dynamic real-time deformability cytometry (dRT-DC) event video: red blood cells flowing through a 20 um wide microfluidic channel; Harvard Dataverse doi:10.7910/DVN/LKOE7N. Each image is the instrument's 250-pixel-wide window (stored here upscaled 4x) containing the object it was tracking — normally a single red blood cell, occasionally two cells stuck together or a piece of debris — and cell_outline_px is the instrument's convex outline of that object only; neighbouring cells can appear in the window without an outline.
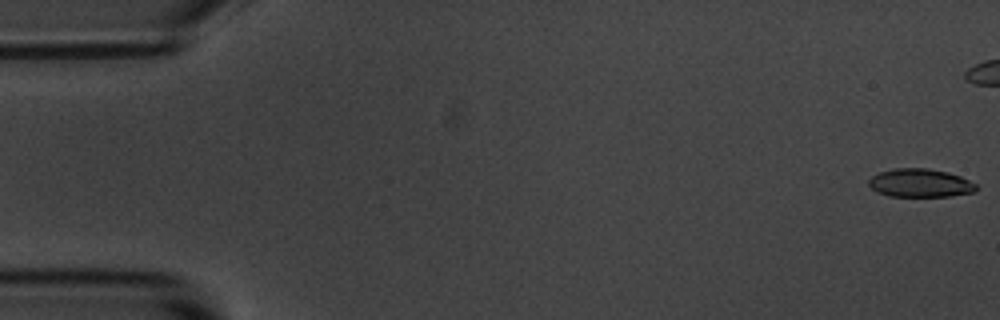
{"species": "common noctule bat (a hibernating species)", "species_latin": "Nyctalus noctula", "temperature_condition": "room temperature", "stored_images_in_passage": 44, "camera_frame_rate_fps": 3000, "um_per_image_px": 0.085, "animal": {"sex": "male", "body_mass_g": 20.1, "forearm_length_mm": 53.5}, "frame": {"image": 1, "passage_image": 1, "time_ms": 0.0, "image_size_px": [1000, 320], "cell_outline_px": [[976, 192], [952, 196], [888, 196], [876, 192], [868, 184], [868, 180], [872, 176], [880, 172], [896, 168], [928, 168], [948, 172], [960, 176], [976, 184]], "centroid_in_image_um": [78.21, 15.56], "position_along_channel_um": 6.8, "area_um2": 17.8}}
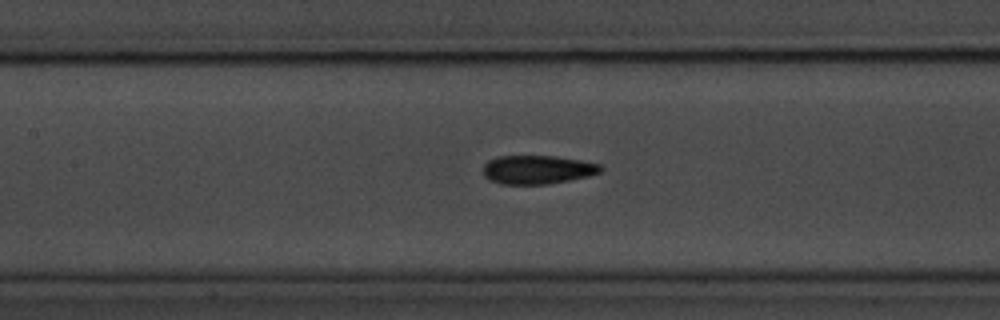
{"frame": {"image": 2, "passage_image": 25, "time_ms": 8.0, "image_size_px": [1000, 320], "cell_outline_px": [[604, 168], [600, 172], [588, 176], [548, 184], [500, 184], [488, 180], [484, 176], [484, 164], [488, 160], [496, 156], [556, 156], [580, 160], [600, 164]], "centroid_in_image_um": [45.66, 14.42], "position_along_channel_um": 161.7, "area_um2": 19.71}}
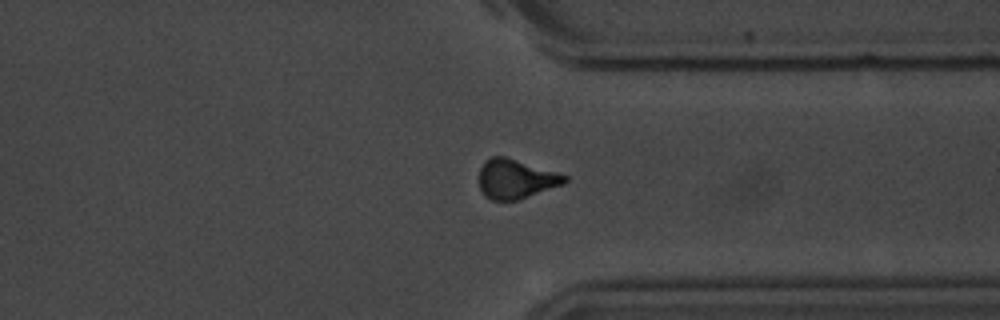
{"frame": {"image": 3, "passage_image": 42, "time_ms": 13.667, "image_size_px": [1000, 320], "cell_outline_px": [[568, 180], [564, 184], [516, 200], [492, 200], [484, 196], [480, 188], [480, 168], [484, 160], [492, 156], [504, 156], [560, 172], [568, 176]], "centroid_in_image_um": [43.86, 15.19], "position_along_channel_um": 367.5, "area_um2": 19.71}}